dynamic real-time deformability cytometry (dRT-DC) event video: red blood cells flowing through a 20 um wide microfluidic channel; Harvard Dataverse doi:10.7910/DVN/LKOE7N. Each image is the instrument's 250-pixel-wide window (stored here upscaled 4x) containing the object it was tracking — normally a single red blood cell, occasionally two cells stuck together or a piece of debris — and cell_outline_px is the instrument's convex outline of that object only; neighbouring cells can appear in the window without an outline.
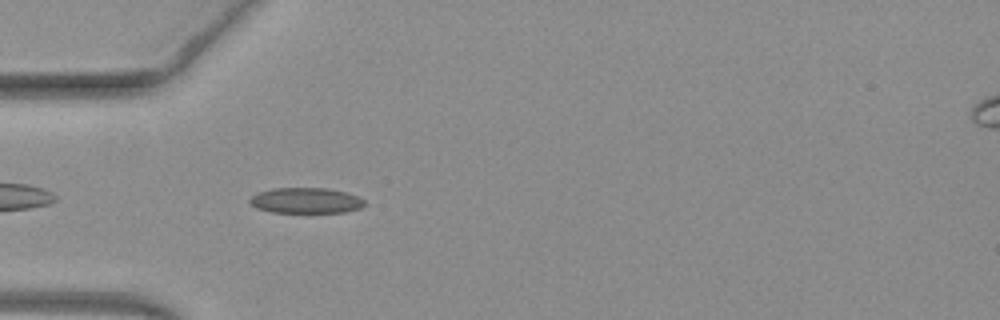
{"species": "common noctule bat (a hibernating species)", "species_latin": "Nyctalus noctula", "temperature_condition": "warm", "stored_images_in_passage": 18, "camera_frame_rate_fps": 3000, "um_per_image_px": 0.085, "animal": {"sex": "female", "body_mass_g": 19.3, "forearm_length_mm": 54.1}, "frame": {"image": 1, "passage_image": 3, "time_ms": 0.667, "image_size_px": [1000, 320], "cell_outline_px": [[368, 204], [360, 208], [344, 212], [272, 212], [256, 208], [248, 200], [252, 196], [260, 192], [272, 188], [328, 188], [344, 192], [356, 196], [364, 200]], "centroid_in_image_um": [26.01, 17.04], "position_along_channel_um": 59.0, "area_um2": 16.99}}
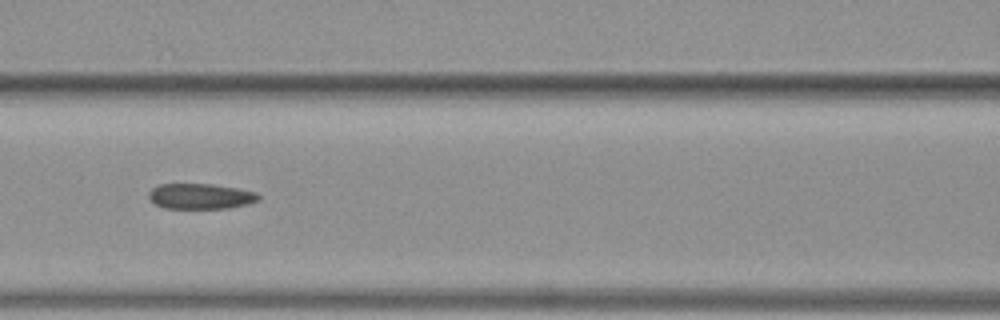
{"frame": {"image": 2, "passage_image": 10, "time_ms": 3.0, "image_size_px": [1000, 320], "cell_outline_px": [[260, 200], [248, 204], [228, 208], [164, 208], [156, 204], [148, 196], [148, 192], [152, 188], [160, 184], [212, 184], [236, 188], [256, 192], [260, 196]], "centroid_in_image_um": [17.06, 16.68], "position_along_channel_um": 149.5, "area_um2": 16.24}}
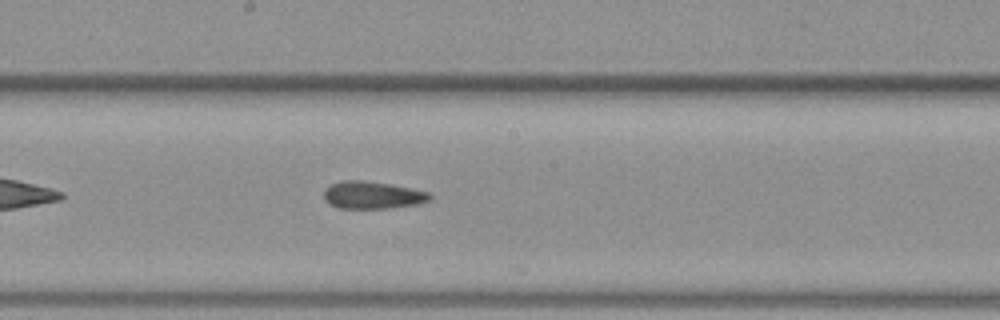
{"frame": {"image": 3, "passage_image": 15, "time_ms": 4.667, "image_size_px": [1000, 320], "cell_outline_px": [[432, 200], [420, 204], [392, 208], [336, 208], [328, 204], [324, 200], [324, 188], [340, 180], [364, 180], [388, 184], [432, 192]], "centroid_in_image_um": [31.67, 16.59], "position_along_channel_um": 216.5, "area_um2": 17.28}}